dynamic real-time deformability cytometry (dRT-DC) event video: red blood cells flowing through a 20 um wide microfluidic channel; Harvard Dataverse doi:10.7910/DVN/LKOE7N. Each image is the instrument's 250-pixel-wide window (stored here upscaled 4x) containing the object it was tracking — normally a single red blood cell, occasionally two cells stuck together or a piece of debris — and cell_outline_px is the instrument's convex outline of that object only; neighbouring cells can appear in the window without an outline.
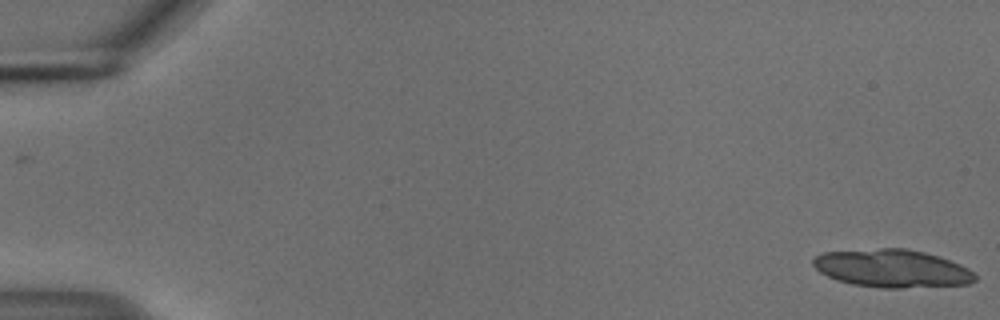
{"species": "common noctule bat (a hibernating species)", "species_latin": "Nyctalus noctula", "temperature_condition": "cold", "stored_images_in_passage": 16, "camera_frame_rate_fps": 3000, "um_per_image_px": 0.085, "animal": {"sex": "male", "body_mass_g": 18.8}, "frame": {"image": 1, "passage_image": 1, "time_ms": 0.0, "image_size_px": [1000, 320], "cell_outline_px": [[976, 280], [968, 284], [900, 288], [880, 288], [852, 284], [836, 280], [820, 272], [812, 264], [812, 260], [816, 256], [824, 252], [880, 248], [908, 248], [940, 256], [960, 264], [968, 268], [976, 276]], "centroid_in_image_um": [75.83, 22.81], "position_along_channel_um": 9.2, "area_um2": 35.89}}